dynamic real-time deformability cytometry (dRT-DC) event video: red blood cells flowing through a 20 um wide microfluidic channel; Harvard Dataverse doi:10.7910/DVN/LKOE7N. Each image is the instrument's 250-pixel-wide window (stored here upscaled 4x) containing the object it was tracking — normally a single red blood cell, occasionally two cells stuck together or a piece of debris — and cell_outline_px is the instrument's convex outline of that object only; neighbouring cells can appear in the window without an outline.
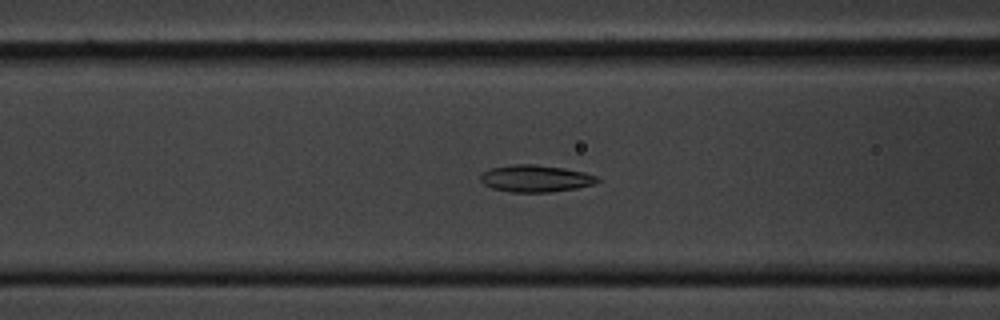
{"species": "common noctule bat (a hibernating species)", "species_latin": "Nyctalus noctula", "temperature_condition": "cold", "stored_images_in_passage": 56, "camera_frame_rate_fps": 3000, "um_per_image_px": 0.085, "animal": {"sex": "male", "body_mass_g": 20.1, "forearm_length_mm": 53.5}, "frame": {"image": 1, "passage_image": 22, "time_ms": 7.0, "image_size_px": [1000, 320], "cell_outline_px": [[600, 180], [596, 184], [576, 188], [552, 192], [512, 192], [492, 188], [484, 184], [480, 180], [480, 176], [484, 172], [492, 168], [512, 164], [536, 164], [564, 168], [584, 172], [600, 176]], "centroid_in_image_um": [45.58, 15.17], "position_along_channel_um": 121.0, "area_um2": 18.5}}
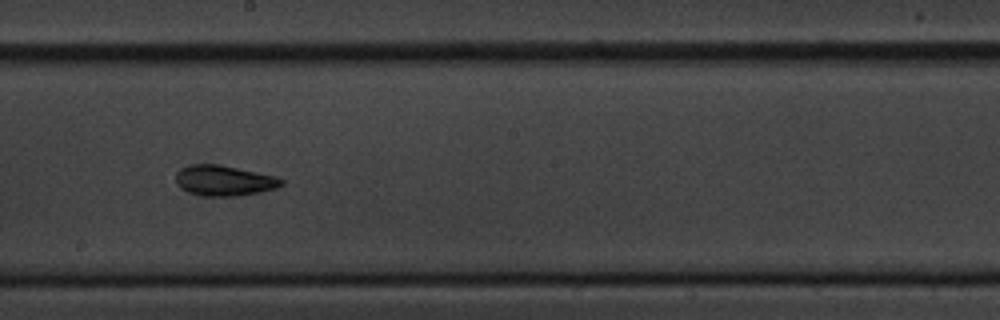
{"frame": {"image": 2, "passage_image": 31, "time_ms": 10.0, "image_size_px": [1000, 320], "cell_outline_px": [[284, 184], [276, 188], [260, 192], [236, 196], [204, 196], [188, 192], [180, 188], [176, 184], [176, 172], [180, 168], [192, 164], [220, 164], [276, 176], [284, 180]], "centroid_in_image_um": [19.04, 15.34], "position_along_channel_um": 229.2, "area_um2": 18.9}}
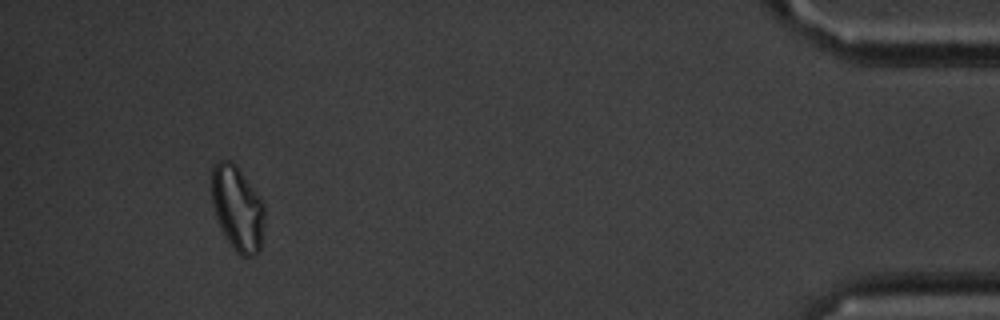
{"frame": {"image": 3, "passage_image": 52, "time_ms": 17.0, "image_size_px": [1000, 320], "cell_outline_px": [[264, 224], [260, 248], [252, 256], [240, 256], [236, 252], [224, 236], [216, 216], [212, 200], [212, 168], [220, 160], [232, 160], [236, 164], [256, 192], [264, 204]], "centroid_in_image_um": [20.18, 17.7], "position_along_channel_um": 415.0, "area_um2": 25.95}, "authors_computed_cell_mechanics": {"area_um2": 19.1318, "velocity_mm_per_s": 3.5993, "shape_relaxation_time_tau1_ms": 5.402, "shape_relaxation_time_tau2_ms": 6.5857, "deformation_change_tau1": 0.1282, "deformation_change_tau2": 0.1504}}